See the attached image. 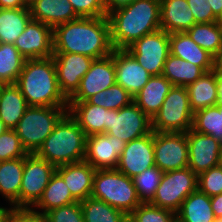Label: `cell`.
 <instances>
[{
    "label": "cell",
    "mask_w": 222,
    "mask_h": 222,
    "mask_svg": "<svg viewBox=\"0 0 222 222\" xmlns=\"http://www.w3.org/2000/svg\"><path fill=\"white\" fill-rule=\"evenodd\" d=\"M114 84H116V73L113 50L111 55L93 60L89 70L81 78L79 88L68 99V102L86 101L92 95L108 89Z\"/></svg>",
    "instance_id": "cell-13"
},
{
    "label": "cell",
    "mask_w": 222,
    "mask_h": 222,
    "mask_svg": "<svg viewBox=\"0 0 222 222\" xmlns=\"http://www.w3.org/2000/svg\"><path fill=\"white\" fill-rule=\"evenodd\" d=\"M86 137L78 122L67 112L36 154L55 167L83 161Z\"/></svg>",
    "instance_id": "cell-4"
},
{
    "label": "cell",
    "mask_w": 222,
    "mask_h": 222,
    "mask_svg": "<svg viewBox=\"0 0 222 222\" xmlns=\"http://www.w3.org/2000/svg\"><path fill=\"white\" fill-rule=\"evenodd\" d=\"M198 189L209 197L222 193L221 164L198 175Z\"/></svg>",
    "instance_id": "cell-41"
},
{
    "label": "cell",
    "mask_w": 222,
    "mask_h": 222,
    "mask_svg": "<svg viewBox=\"0 0 222 222\" xmlns=\"http://www.w3.org/2000/svg\"><path fill=\"white\" fill-rule=\"evenodd\" d=\"M124 222H132V220L129 217H127Z\"/></svg>",
    "instance_id": "cell-57"
},
{
    "label": "cell",
    "mask_w": 222,
    "mask_h": 222,
    "mask_svg": "<svg viewBox=\"0 0 222 222\" xmlns=\"http://www.w3.org/2000/svg\"><path fill=\"white\" fill-rule=\"evenodd\" d=\"M215 106L222 112V102H218Z\"/></svg>",
    "instance_id": "cell-55"
},
{
    "label": "cell",
    "mask_w": 222,
    "mask_h": 222,
    "mask_svg": "<svg viewBox=\"0 0 222 222\" xmlns=\"http://www.w3.org/2000/svg\"><path fill=\"white\" fill-rule=\"evenodd\" d=\"M81 203L84 222H124L128 217L104 201L89 197Z\"/></svg>",
    "instance_id": "cell-35"
},
{
    "label": "cell",
    "mask_w": 222,
    "mask_h": 222,
    "mask_svg": "<svg viewBox=\"0 0 222 222\" xmlns=\"http://www.w3.org/2000/svg\"><path fill=\"white\" fill-rule=\"evenodd\" d=\"M26 7L22 0H0V8L3 9H15Z\"/></svg>",
    "instance_id": "cell-48"
},
{
    "label": "cell",
    "mask_w": 222,
    "mask_h": 222,
    "mask_svg": "<svg viewBox=\"0 0 222 222\" xmlns=\"http://www.w3.org/2000/svg\"><path fill=\"white\" fill-rule=\"evenodd\" d=\"M215 222H222V221H221V219H216V221H215Z\"/></svg>",
    "instance_id": "cell-58"
},
{
    "label": "cell",
    "mask_w": 222,
    "mask_h": 222,
    "mask_svg": "<svg viewBox=\"0 0 222 222\" xmlns=\"http://www.w3.org/2000/svg\"><path fill=\"white\" fill-rule=\"evenodd\" d=\"M195 23H211L220 21L212 12L208 0H187Z\"/></svg>",
    "instance_id": "cell-44"
},
{
    "label": "cell",
    "mask_w": 222,
    "mask_h": 222,
    "mask_svg": "<svg viewBox=\"0 0 222 222\" xmlns=\"http://www.w3.org/2000/svg\"><path fill=\"white\" fill-rule=\"evenodd\" d=\"M15 84L29 106H68L58 85L53 57L26 59Z\"/></svg>",
    "instance_id": "cell-3"
},
{
    "label": "cell",
    "mask_w": 222,
    "mask_h": 222,
    "mask_svg": "<svg viewBox=\"0 0 222 222\" xmlns=\"http://www.w3.org/2000/svg\"><path fill=\"white\" fill-rule=\"evenodd\" d=\"M213 14L222 21V0H208Z\"/></svg>",
    "instance_id": "cell-49"
},
{
    "label": "cell",
    "mask_w": 222,
    "mask_h": 222,
    "mask_svg": "<svg viewBox=\"0 0 222 222\" xmlns=\"http://www.w3.org/2000/svg\"><path fill=\"white\" fill-rule=\"evenodd\" d=\"M68 112V106H29L14 131L27 153H36L55 125Z\"/></svg>",
    "instance_id": "cell-6"
},
{
    "label": "cell",
    "mask_w": 222,
    "mask_h": 222,
    "mask_svg": "<svg viewBox=\"0 0 222 222\" xmlns=\"http://www.w3.org/2000/svg\"><path fill=\"white\" fill-rule=\"evenodd\" d=\"M177 222H215L210 197L199 189L188 195L176 213Z\"/></svg>",
    "instance_id": "cell-29"
},
{
    "label": "cell",
    "mask_w": 222,
    "mask_h": 222,
    "mask_svg": "<svg viewBox=\"0 0 222 222\" xmlns=\"http://www.w3.org/2000/svg\"><path fill=\"white\" fill-rule=\"evenodd\" d=\"M47 222H84L80 202L51 209L44 214Z\"/></svg>",
    "instance_id": "cell-42"
},
{
    "label": "cell",
    "mask_w": 222,
    "mask_h": 222,
    "mask_svg": "<svg viewBox=\"0 0 222 222\" xmlns=\"http://www.w3.org/2000/svg\"><path fill=\"white\" fill-rule=\"evenodd\" d=\"M193 111L186 87L173 85L160 110L151 119L154 132H188L192 129Z\"/></svg>",
    "instance_id": "cell-7"
},
{
    "label": "cell",
    "mask_w": 222,
    "mask_h": 222,
    "mask_svg": "<svg viewBox=\"0 0 222 222\" xmlns=\"http://www.w3.org/2000/svg\"><path fill=\"white\" fill-rule=\"evenodd\" d=\"M86 101L107 110H119L129 105L133 101V96L121 85L114 84L110 88L92 95Z\"/></svg>",
    "instance_id": "cell-37"
},
{
    "label": "cell",
    "mask_w": 222,
    "mask_h": 222,
    "mask_svg": "<svg viewBox=\"0 0 222 222\" xmlns=\"http://www.w3.org/2000/svg\"><path fill=\"white\" fill-rule=\"evenodd\" d=\"M128 217L132 222H177L175 212L151 203H141Z\"/></svg>",
    "instance_id": "cell-39"
},
{
    "label": "cell",
    "mask_w": 222,
    "mask_h": 222,
    "mask_svg": "<svg viewBox=\"0 0 222 222\" xmlns=\"http://www.w3.org/2000/svg\"><path fill=\"white\" fill-rule=\"evenodd\" d=\"M155 166L154 131L126 143L116 169L133 178L146 169Z\"/></svg>",
    "instance_id": "cell-15"
},
{
    "label": "cell",
    "mask_w": 222,
    "mask_h": 222,
    "mask_svg": "<svg viewBox=\"0 0 222 222\" xmlns=\"http://www.w3.org/2000/svg\"><path fill=\"white\" fill-rule=\"evenodd\" d=\"M23 169L24 157L0 162V195L10 207L19 208Z\"/></svg>",
    "instance_id": "cell-28"
},
{
    "label": "cell",
    "mask_w": 222,
    "mask_h": 222,
    "mask_svg": "<svg viewBox=\"0 0 222 222\" xmlns=\"http://www.w3.org/2000/svg\"><path fill=\"white\" fill-rule=\"evenodd\" d=\"M218 102H222V76L217 75Z\"/></svg>",
    "instance_id": "cell-51"
},
{
    "label": "cell",
    "mask_w": 222,
    "mask_h": 222,
    "mask_svg": "<svg viewBox=\"0 0 222 222\" xmlns=\"http://www.w3.org/2000/svg\"><path fill=\"white\" fill-rule=\"evenodd\" d=\"M29 105L16 84H3L0 88V119L14 129Z\"/></svg>",
    "instance_id": "cell-27"
},
{
    "label": "cell",
    "mask_w": 222,
    "mask_h": 222,
    "mask_svg": "<svg viewBox=\"0 0 222 222\" xmlns=\"http://www.w3.org/2000/svg\"><path fill=\"white\" fill-rule=\"evenodd\" d=\"M30 19L31 13L28 7L15 9L0 8V43L14 45Z\"/></svg>",
    "instance_id": "cell-31"
},
{
    "label": "cell",
    "mask_w": 222,
    "mask_h": 222,
    "mask_svg": "<svg viewBox=\"0 0 222 222\" xmlns=\"http://www.w3.org/2000/svg\"><path fill=\"white\" fill-rule=\"evenodd\" d=\"M126 50L152 76L162 75L170 54L169 33L162 29L156 30L144 35Z\"/></svg>",
    "instance_id": "cell-10"
},
{
    "label": "cell",
    "mask_w": 222,
    "mask_h": 222,
    "mask_svg": "<svg viewBox=\"0 0 222 222\" xmlns=\"http://www.w3.org/2000/svg\"><path fill=\"white\" fill-rule=\"evenodd\" d=\"M210 201L215 217L220 219L222 217V193L210 197Z\"/></svg>",
    "instance_id": "cell-47"
},
{
    "label": "cell",
    "mask_w": 222,
    "mask_h": 222,
    "mask_svg": "<svg viewBox=\"0 0 222 222\" xmlns=\"http://www.w3.org/2000/svg\"><path fill=\"white\" fill-rule=\"evenodd\" d=\"M52 57L60 91L69 99L79 88L81 78L94 59L76 53H53Z\"/></svg>",
    "instance_id": "cell-17"
},
{
    "label": "cell",
    "mask_w": 222,
    "mask_h": 222,
    "mask_svg": "<svg viewBox=\"0 0 222 222\" xmlns=\"http://www.w3.org/2000/svg\"><path fill=\"white\" fill-rule=\"evenodd\" d=\"M6 210H7V207H1L0 206V222L3 220V218L5 217L6 215Z\"/></svg>",
    "instance_id": "cell-53"
},
{
    "label": "cell",
    "mask_w": 222,
    "mask_h": 222,
    "mask_svg": "<svg viewBox=\"0 0 222 222\" xmlns=\"http://www.w3.org/2000/svg\"><path fill=\"white\" fill-rule=\"evenodd\" d=\"M116 84L121 85L133 97L152 76L126 49H114Z\"/></svg>",
    "instance_id": "cell-19"
},
{
    "label": "cell",
    "mask_w": 222,
    "mask_h": 222,
    "mask_svg": "<svg viewBox=\"0 0 222 222\" xmlns=\"http://www.w3.org/2000/svg\"><path fill=\"white\" fill-rule=\"evenodd\" d=\"M198 189V175L189 167L164 172L151 204L177 213L185 198Z\"/></svg>",
    "instance_id": "cell-8"
},
{
    "label": "cell",
    "mask_w": 222,
    "mask_h": 222,
    "mask_svg": "<svg viewBox=\"0 0 222 222\" xmlns=\"http://www.w3.org/2000/svg\"><path fill=\"white\" fill-rule=\"evenodd\" d=\"M5 217L10 222H47L40 211L37 212L32 208L10 207L7 208Z\"/></svg>",
    "instance_id": "cell-45"
},
{
    "label": "cell",
    "mask_w": 222,
    "mask_h": 222,
    "mask_svg": "<svg viewBox=\"0 0 222 222\" xmlns=\"http://www.w3.org/2000/svg\"><path fill=\"white\" fill-rule=\"evenodd\" d=\"M170 54L199 66L204 72L214 69V57L196 44L186 32L169 34Z\"/></svg>",
    "instance_id": "cell-22"
},
{
    "label": "cell",
    "mask_w": 222,
    "mask_h": 222,
    "mask_svg": "<svg viewBox=\"0 0 222 222\" xmlns=\"http://www.w3.org/2000/svg\"><path fill=\"white\" fill-rule=\"evenodd\" d=\"M151 131V119L133 101L119 110H109L106 134L128 143Z\"/></svg>",
    "instance_id": "cell-12"
},
{
    "label": "cell",
    "mask_w": 222,
    "mask_h": 222,
    "mask_svg": "<svg viewBox=\"0 0 222 222\" xmlns=\"http://www.w3.org/2000/svg\"><path fill=\"white\" fill-rule=\"evenodd\" d=\"M1 222H10V221L6 217H4Z\"/></svg>",
    "instance_id": "cell-56"
},
{
    "label": "cell",
    "mask_w": 222,
    "mask_h": 222,
    "mask_svg": "<svg viewBox=\"0 0 222 222\" xmlns=\"http://www.w3.org/2000/svg\"><path fill=\"white\" fill-rule=\"evenodd\" d=\"M126 142L106 133L86 137L85 161L95 170L116 169Z\"/></svg>",
    "instance_id": "cell-18"
},
{
    "label": "cell",
    "mask_w": 222,
    "mask_h": 222,
    "mask_svg": "<svg viewBox=\"0 0 222 222\" xmlns=\"http://www.w3.org/2000/svg\"><path fill=\"white\" fill-rule=\"evenodd\" d=\"M194 24L187 0H160V29L169 34L186 32Z\"/></svg>",
    "instance_id": "cell-23"
},
{
    "label": "cell",
    "mask_w": 222,
    "mask_h": 222,
    "mask_svg": "<svg viewBox=\"0 0 222 222\" xmlns=\"http://www.w3.org/2000/svg\"><path fill=\"white\" fill-rule=\"evenodd\" d=\"M134 0H104L107 14L115 9L121 8L133 2Z\"/></svg>",
    "instance_id": "cell-46"
},
{
    "label": "cell",
    "mask_w": 222,
    "mask_h": 222,
    "mask_svg": "<svg viewBox=\"0 0 222 222\" xmlns=\"http://www.w3.org/2000/svg\"><path fill=\"white\" fill-rule=\"evenodd\" d=\"M192 130L210 135L222 143V112L216 106L195 111Z\"/></svg>",
    "instance_id": "cell-36"
},
{
    "label": "cell",
    "mask_w": 222,
    "mask_h": 222,
    "mask_svg": "<svg viewBox=\"0 0 222 222\" xmlns=\"http://www.w3.org/2000/svg\"><path fill=\"white\" fill-rule=\"evenodd\" d=\"M77 202L67 187L63 178L55 171L51 176L48 185L39 201L32 207L33 210H39L44 215L51 209L65 206Z\"/></svg>",
    "instance_id": "cell-30"
},
{
    "label": "cell",
    "mask_w": 222,
    "mask_h": 222,
    "mask_svg": "<svg viewBox=\"0 0 222 222\" xmlns=\"http://www.w3.org/2000/svg\"><path fill=\"white\" fill-rule=\"evenodd\" d=\"M29 9L32 19L47 24L52 29L79 18L69 0H38Z\"/></svg>",
    "instance_id": "cell-25"
},
{
    "label": "cell",
    "mask_w": 222,
    "mask_h": 222,
    "mask_svg": "<svg viewBox=\"0 0 222 222\" xmlns=\"http://www.w3.org/2000/svg\"><path fill=\"white\" fill-rule=\"evenodd\" d=\"M163 172L153 166L132 178L141 203H151L160 184Z\"/></svg>",
    "instance_id": "cell-38"
},
{
    "label": "cell",
    "mask_w": 222,
    "mask_h": 222,
    "mask_svg": "<svg viewBox=\"0 0 222 222\" xmlns=\"http://www.w3.org/2000/svg\"><path fill=\"white\" fill-rule=\"evenodd\" d=\"M188 167L197 175L221 164L222 143L190 129L187 132Z\"/></svg>",
    "instance_id": "cell-14"
},
{
    "label": "cell",
    "mask_w": 222,
    "mask_h": 222,
    "mask_svg": "<svg viewBox=\"0 0 222 222\" xmlns=\"http://www.w3.org/2000/svg\"><path fill=\"white\" fill-rule=\"evenodd\" d=\"M91 197L104 201L127 216L141 204L132 178L117 169L96 170Z\"/></svg>",
    "instance_id": "cell-5"
},
{
    "label": "cell",
    "mask_w": 222,
    "mask_h": 222,
    "mask_svg": "<svg viewBox=\"0 0 222 222\" xmlns=\"http://www.w3.org/2000/svg\"><path fill=\"white\" fill-rule=\"evenodd\" d=\"M203 73L204 71L199 66L169 54L162 75L173 85L186 87L199 79Z\"/></svg>",
    "instance_id": "cell-33"
},
{
    "label": "cell",
    "mask_w": 222,
    "mask_h": 222,
    "mask_svg": "<svg viewBox=\"0 0 222 222\" xmlns=\"http://www.w3.org/2000/svg\"><path fill=\"white\" fill-rule=\"evenodd\" d=\"M56 172L63 178L76 201L91 197L96 170L85 160L58 166Z\"/></svg>",
    "instance_id": "cell-20"
},
{
    "label": "cell",
    "mask_w": 222,
    "mask_h": 222,
    "mask_svg": "<svg viewBox=\"0 0 222 222\" xmlns=\"http://www.w3.org/2000/svg\"><path fill=\"white\" fill-rule=\"evenodd\" d=\"M27 154L14 129H8L0 135V162L22 158Z\"/></svg>",
    "instance_id": "cell-40"
},
{
    "label": "cell",
    "mask_w": 222,
    "mask_h": 222,
    "mask_svg": "<svg viewBox=\"0 0 222 222\" xmlns=\"http://www.w3.org/2000/svg\"><path fill=\"white\" fill-rule=\"evenodd\" d=\"M186 89L193 113L218 103L217 73L214 69L204 72L199 79L187 85Z\"/></svg>",
    "instance_id": "cell-26"
},
{
    "label": "cell",
    "mask_w": 222,
    "mask_h": 222,
    "mask_svg": "<svg viewBox=\"0 0 222 222\" xmlns=\"http://www.w3.org/2000/svg\"><path fill=\"white\" fill-rule=\"evenodd\" d=\"M186 33L214 58L222 49V21L196 23Z\"/></svg>",
    "instance_id": "cell-32"
},
{
    "label": "cell",
    "mask_w": 222,
    "mask_h": 222,
    "mask_svg": "<svg viewBox=\"0 0 222 222\" xmlns=\"http://www.w3.org/2000/svg\"><path fill=\"white\" fill-rule=\"evenodd\" d=\"M25 61L26 59L13 44L0 43V82L15 84Z\"/></svg>",
    "instance_id": "cell-34"
},
{
    "label": "cell",
    "mask_w": 222,
    "mask_h": 222,
    "mask_svg": "<svg viewBox=\"0 0 222 222\" xmlns=\"http://www.w3.org/2000/svg\"><path fill=\"white\" fill-rule=\"evenodd\" d=\"M14 46L25 59L53 56V29L38 20L30 19Z\"/></svg>",
    "instance_id": "cell-16"
},
{
    "label": "cell",
    "mask_w": 222,
    "mask_h": 222,
    "mask_svg": "<svg viewBox=\"0 0 222 222\" xmlns=\"http://www.w3.org/2000/svg\"><path fill=\"white\" fill-rule=\"evenodd\" d=\"M36 1L38 0H22L23 4L26 6V7H30L31 5H33Z\"/></svg>",
    "instance_id": "cell-54"
},
{
    "label": "cell",
    "mask_w": 222,
    "mask_h": 222,
    "mask_svg": "<svg viewBox=\"0 0 222 222\" xmlns=\"http://www.w3.org/2000/svg\"><path fill=\"white\" fill-rule=\"evenodd\" d=\"M79 17L107 16L104 0H69Z\"/></svg>",
    "instance_id": "cell-43"
},
{
    "label": "cell",
    "mask_w": 222,
    "mask_h": 222,
    "mask_svg": "<svg viewBox=\"0 0 222 222\" xmlns=\"http://www.w3.org/2000/svg\"><path fill=\"white\" fill-rule=\"evenodd\" d=\"M55 171L54 165L36 153H28L24 157L19 208H32L39 201Z\"/></svg>",
    "instance_id": "cell-9"
},
{
    "label": "cell",
    "mask_w": 222,
    "mask_h": 222,
    "mask_svg": "<svg viewBox=\"0 0 222 222\" xmlns=\"http://www.w3.org/2000/svg\"><path fill=\"white\" fill-rule=\"evenodd\" d=\"M214 70L217 73V75L222 76V49L214 58Z\"/></svg>",
    "instance_id": "cell-50"
},
{
    "label": "cell",
    "mask_w": 222,
    "mask_h": 222,
    "mask_svg": "<svg viewBox=\"0 0 222 222\" xmlns=\"http://www.w3.org/2000/svg\"><path fill=\"white\" fill-rule=\"evenodd\" d=\"M113 50L107 16L79 17L53 29V53H76L95 60Z\"/></svg>",
    "instance_id": "cell-1"
},
{
    "label": "cell",
    "mask_w": 222,
    "mask_h": 222,
    "mask_svg": "<svg viewBox=\"0 0 222 222\" xmlns=\"http://www.w3.org/2000/svg\"><path fill=\"white\" fill-rule=\"evenodd\" d=\"M68 112L78 122L86 136L106 133L109 125V110L83 102H68Z\"/></svg>",
    "instance_id": "cell-21"
},
{
    "label": "cell",
    "mask_w": 222,
    "mask_h": 222,
    "mask_svg": "<svg viewBox=\"0 0 222 222\" xmlns=\"http://www.w3.org/2000/svg\"><path fill=\"white\" fill-rule=\"evenodd\" d=\"M173 84L163 75H153L133 97V102L150 118L160 110Z\"/></svg>",
    "instance_id": "cell-24"
},
{
    "label": "cell",
    "mask_w": 222,
    "mask_h": 222,
    "mask_svg": "<svg viewBox=\"0 0 222 222\" xmlns=\"http://www.w3.org/2000/svg\"><path fill=\"white\" fill-rule=\"evenodd\" d=\"M113 49H127L160 29V0H134L107 14Z\"/></svg>",
    "instance_id": "cell-2"
},
{
    "label": "cell",
    "mask_w": 222,
    "mask_h": 222,
    "mask_svg": "<svg viewBox=\"0 0 222 222\" xmlns=\"http://www.w3.org/2000/svg\"><path fill=\"white\" fill-rule=\"evenodd\" d=\"M154 159L163 173L188 167L187 132H154Z\"/></svg>",
    "instance_id": "cell-11"
},
{
    "label": "cell",
    "mask_w": 222,
    "mask_h": 222,
    "mask_svg": "<svg viewBox=\"0 0 222 222\" xmlns=\"http://www.w3.org/2000/svg\"><path fill=\"white\" fill-rule=\"evenodd\" d=\"M8 130V127L4 124V122L0 119V135Z\"/></svg>",
    "instance_id": "cell-52"
}]
</instances>
